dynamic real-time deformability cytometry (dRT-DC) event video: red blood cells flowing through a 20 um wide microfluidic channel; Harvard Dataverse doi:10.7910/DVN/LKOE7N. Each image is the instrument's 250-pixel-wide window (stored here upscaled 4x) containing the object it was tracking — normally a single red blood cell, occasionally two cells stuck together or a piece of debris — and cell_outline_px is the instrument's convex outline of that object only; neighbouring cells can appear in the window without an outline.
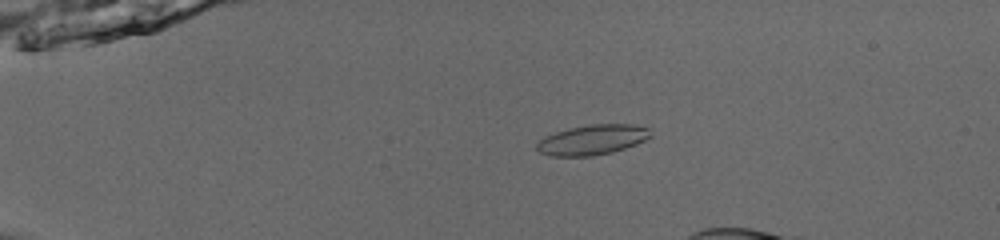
{"species": "common noctule bat (a hibernating species)", "species_latin": "Nyctalus noctula", "temperature_condition": "room temperature", "stored_images_in_passage": 31, "camera_frame_rate_fps": 3000, "um_per_image_px": 0.085, "animal": {"sex": "male", "body_mass_g": 13.0, "forearm_length_mm": 53.1}, "frame": {"image": 1, "passage_image": 14, "time_ms": 4.333, "image_size_px": [1000, 240], "cell_outline_px": [[652, 136], [636, 144], [612, 152], [592, 156], [548, 156], [540, 152], [536, 148], [536, 144], [544, 136], [568, 128], [588, 124], [636, 124], [648, 128]], "centroid_in_image_um": [50.34, 11.87], "position_along_channel_um": 34.7, "area_um2": 20.0}}
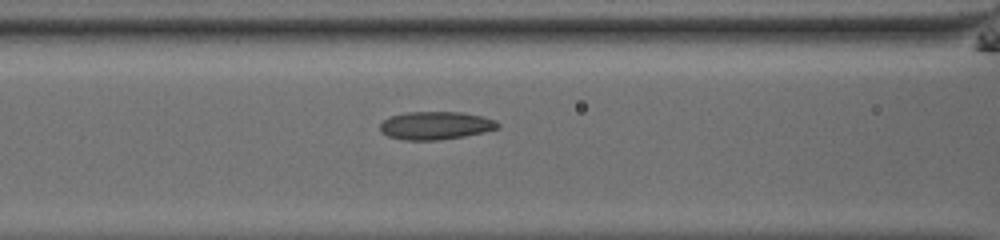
{"frame": {"image": 2, "passage_image": 26, "time_ms": 8.333, "image_size_px": [1000, 240], "cell_outline_px": [[500, 128], [484, 132], [464, 136], [440, 140], [404, 140], [388, 136], [380, 132], [380, 124], [384, 120], [392, 116], [408, 112], [464, 112], [496, 120], [500, 124]], "centroid_in_image_um": [37.05, 10.67], "position_along_channel_um": 129.6, "area_um2": 19.25}}
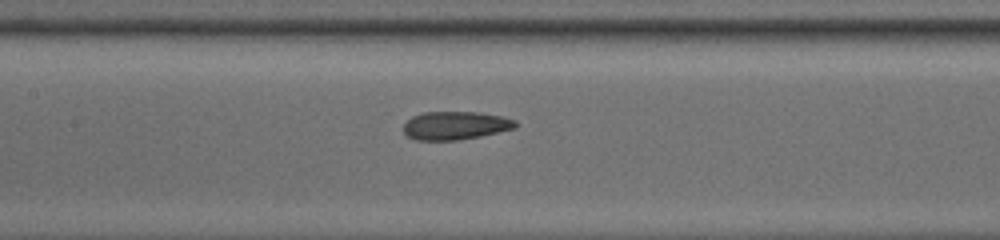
{"frame": {"image": 3, "passage_image": 29, "time_ms": 9.333, "image_size_px": [1000, 240], "cell_outline_px": [[516, 128], [480, 136], [456, 140], [416, 140], [408, 136], [404, 132], [404, 124], [412, 116], [424, 112], [476, 112], [504, 116], [516, 120]], "centroid_in_image_um": [38.72, 10.66], "position_along_channel_um": 168.7, "area_um2": 18.38}}